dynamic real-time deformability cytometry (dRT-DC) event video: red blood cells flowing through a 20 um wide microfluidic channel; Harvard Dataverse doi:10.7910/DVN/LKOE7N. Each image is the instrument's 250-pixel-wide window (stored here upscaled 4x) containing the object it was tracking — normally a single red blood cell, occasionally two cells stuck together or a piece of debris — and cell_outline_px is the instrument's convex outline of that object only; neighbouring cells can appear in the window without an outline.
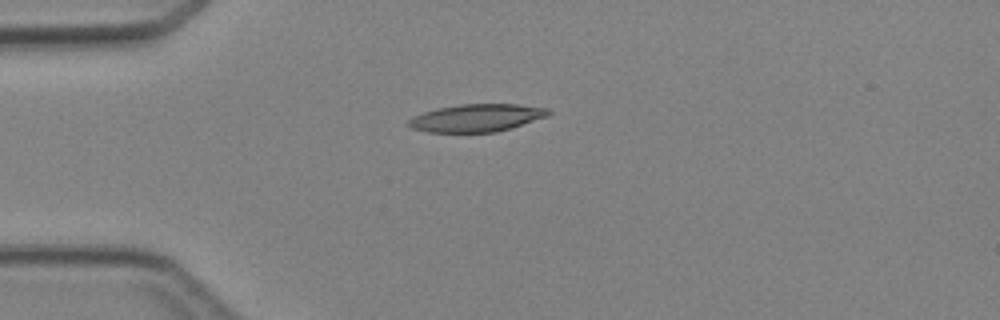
{"species": "Egyptian fruit bat (a non-hibernating species)", "species_latin": "Rousettus aegyptiacus", "temperature_condition": "cold", "stored_images_in_passage": 4, "camera_frame_rate_fps": 3000, "um_per_image_px": 0.085, "animal": {"sex": "female"}, "frame": {"image": 1, "passage_image": 3, "time_ms": 3.0, "image_size_px": [1000, 320], "cell_outline_px": [[552, 112], [548, 116], [512, 128], [496, 132], [428, 132], [412, 128], [408, 124], [408, 120], [424, 112], [436, 108], [460, 104], [516, 104], [548, 108]], "centroid_in_image_um": [40.55, 10.02], "position_along_channel_um": 44.4, "area_um2": 22.48}}